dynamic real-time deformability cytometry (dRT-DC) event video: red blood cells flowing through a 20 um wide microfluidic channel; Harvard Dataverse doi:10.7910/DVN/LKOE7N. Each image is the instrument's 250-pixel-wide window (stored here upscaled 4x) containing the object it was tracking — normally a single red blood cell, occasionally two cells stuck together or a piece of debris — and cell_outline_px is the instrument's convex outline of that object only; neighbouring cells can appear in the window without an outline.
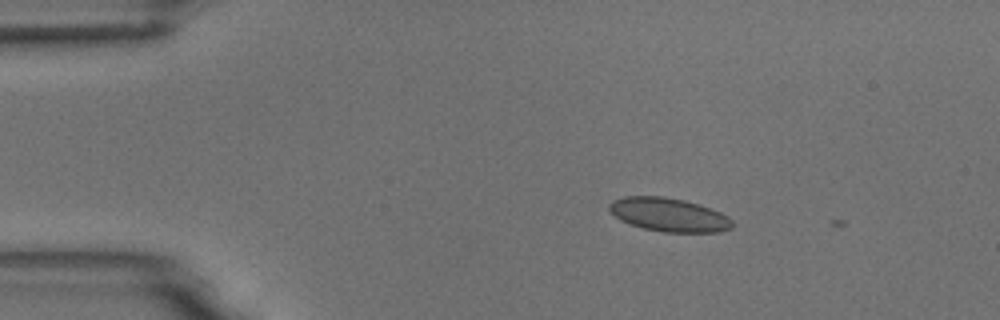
{"species": "common noctule bat (a hibernating species)", "species_latin": "Nyctalus noctula", "temperature_condition": "room temperature", "stored_images_in_passage": 3, "camera_frame_rate_fps": 3000, "um_per_image_px": 0.085, "animal": {"sex": "male", "body_mass_g": 18.8}, "frame": {"image": 1, "passage_image": 2, "time_ms": 0.333, "image_size_px": [1000, 320], "cell_outline_px": [[732, 228], [720, 232], [664, 232], [644, 228], [628, 224], [620, 220], [608, 208], [608, 204], [612, 200], [624, 196], [664, 196], [684, 200], [720, 212], [728, 216], [732, 220]], "centroid_in_image_um": [56.83, 18.25], "position_along_channel_um": 28.2, "area_um2": 24.04}}